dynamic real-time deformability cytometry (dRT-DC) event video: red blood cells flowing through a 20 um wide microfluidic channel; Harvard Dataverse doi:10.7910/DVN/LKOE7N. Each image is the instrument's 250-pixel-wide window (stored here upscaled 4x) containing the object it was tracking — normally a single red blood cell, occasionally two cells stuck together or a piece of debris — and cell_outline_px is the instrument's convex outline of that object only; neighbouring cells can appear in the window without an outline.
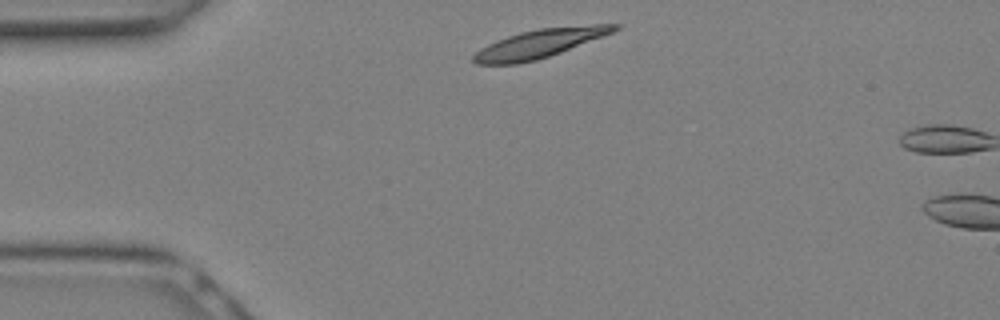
{"species": "Egyptian fruit bat (a non-hibernating species)", "species_latin": "Rousettus aegyptiacus", "temperature_condition": "warm", "stored_images_in_passage": 2, "camera_frame_rate_fps": 3000, "um_per_image_px": 0.085, "animal": {"sex": "female"}, "frame": {"image": 1, "passage_image": 1, "time_ms": 0.0, "image_size_px": [1000, 320], "cell_outline_px": [[620, 28], [612, 32], [560, 52], [536, 60], [516, 64], [476, 64], [472, 60], [472, 56], [480, 48], [496, 40], [520, 32], [540, 28], [592, 24], [620, 24]], "centroid_in_image_um": [45.82, 3.69], "position_along_channel_um": 39.2, "area_um2": 23.18}}